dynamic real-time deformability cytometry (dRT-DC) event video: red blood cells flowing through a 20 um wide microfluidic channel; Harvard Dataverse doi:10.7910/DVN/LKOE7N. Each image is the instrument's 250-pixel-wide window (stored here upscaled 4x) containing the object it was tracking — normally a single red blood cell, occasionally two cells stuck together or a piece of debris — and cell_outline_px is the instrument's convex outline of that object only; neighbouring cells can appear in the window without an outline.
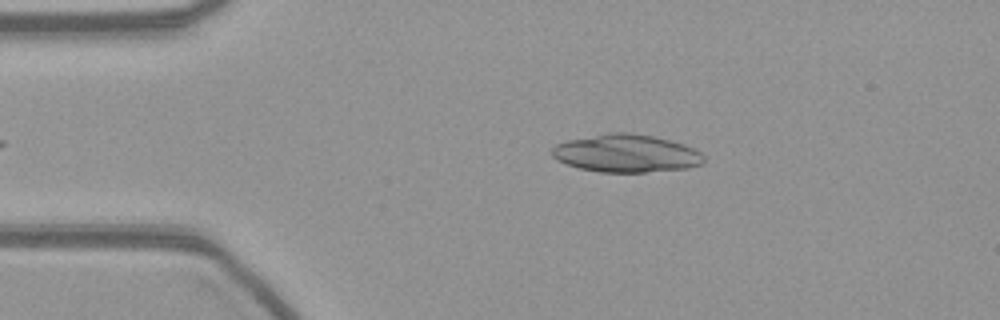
{"species": "common noctule bat (a hibernating species)", "species_latin": "Nyctalus noctula", "temperature_condition": "warm", "stored_images_in_passage": 44, "camera_frame_rate_fps": 3000, "um_per_image_px": 0.085, "animal": {"sex": "female", "body_mass_g": 21.9}, "frame": {"image": 1, "passage_image": 7, "time_ms": 2.0, "image_size_px": [1000, 320], "cell_outline_px": [[704, 160], [700, 164], [688, 168], [644, 172], [600, 172], [580, 168], [556, 160], [552, 156], [552, 148], [556, 144], [568, 140], [608, 132], [632, 132], [656, 136], [684, 144], [700, 152], [704, 156]], "centroid_in_image_um": [53.23, 13.02], "position_along_channel_um": 31.8, "area_um2": 33.52}}